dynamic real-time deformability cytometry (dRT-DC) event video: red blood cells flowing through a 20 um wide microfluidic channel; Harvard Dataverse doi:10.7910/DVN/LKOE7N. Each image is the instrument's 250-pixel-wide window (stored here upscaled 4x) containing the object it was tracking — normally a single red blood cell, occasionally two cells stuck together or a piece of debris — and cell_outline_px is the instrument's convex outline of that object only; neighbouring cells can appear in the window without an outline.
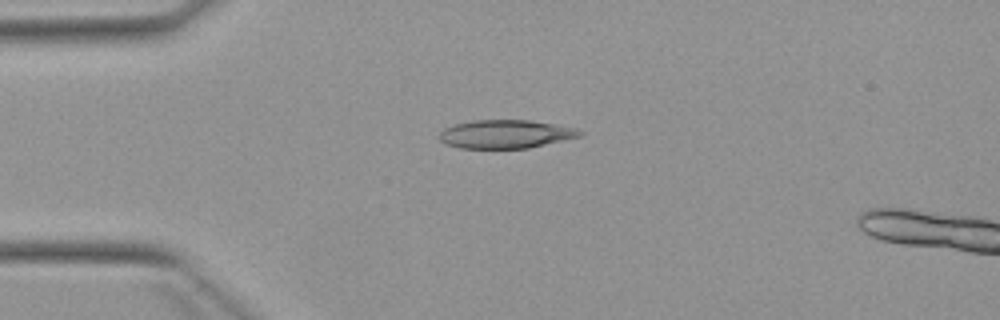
{"species": "Egyptian fruit bat (a non-hibernating species)", "species_latin": "Rousettus aegyptiacus", "temperature_condition": "warm", "stored_images_in_passage": 7, "camera_frame_rate_fps": 3000, "um_per_image_px": 0.085, "animal": {"sex": "female"}, "frame": {"image": 1, "passage_image": 3, "time_ms": 2.333, "image_size_px": [1000, 320], "cell_outline_px": [[584, 132], [580, 136], [528, 148], [460, 148], [444, 144], [436, 136], [444, 128], [456, 124], [472, 120], [528, 120], [556, 124], [576, 128]], "centroid_in_image_um": [42.93, 11.39], "position_along_channel_um": 42.1, "area_um2": 23.29}}
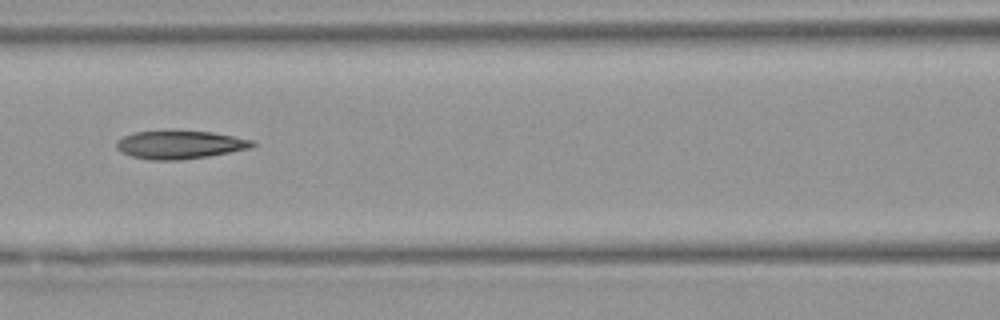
{"frame": {"image": 2, "passage_image": 6, "time_ms": 5.667, "image_size_px": [1000, 320], "cell_outline_px": [[256, 144], [252, 148], [208, 156], [180, 160], [148, 160], [132, 156], [120, 152], [116, 148], [116, 140], [132, 132], [212, 132], [252, 140]], "centroid_in_image_um": [15.26, 12.32], "position_along_channel_um": 151.3, "area_um2": 22.02}}
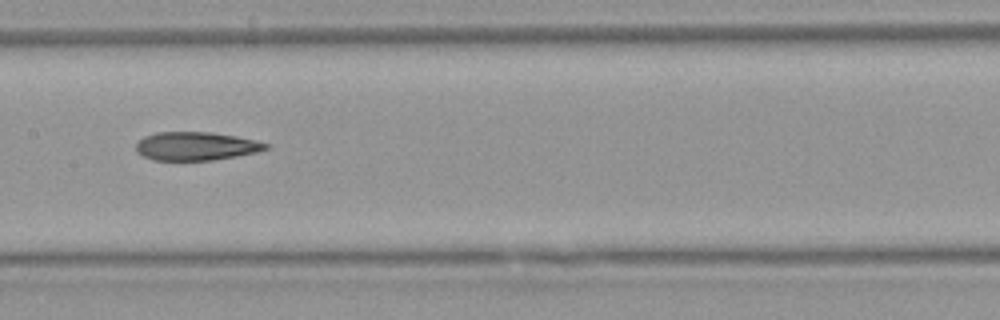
{"frame": {"image": 3, "passage_image": 7, "time_ms": 6.667, "image_size_px": [1000, 320], "cell_outline_px": [[268, 148], [256, 152], [236, 156], [212, 160], [152, 160], [136, 152], [136, 144], [144, 136], [156, 132], [208, 132], [236, 136], [268, 144]], "centroid_in_image_um": [16.6, 12.42], "position_along_channel_um": 190.8, "area_um2": 21.27}}